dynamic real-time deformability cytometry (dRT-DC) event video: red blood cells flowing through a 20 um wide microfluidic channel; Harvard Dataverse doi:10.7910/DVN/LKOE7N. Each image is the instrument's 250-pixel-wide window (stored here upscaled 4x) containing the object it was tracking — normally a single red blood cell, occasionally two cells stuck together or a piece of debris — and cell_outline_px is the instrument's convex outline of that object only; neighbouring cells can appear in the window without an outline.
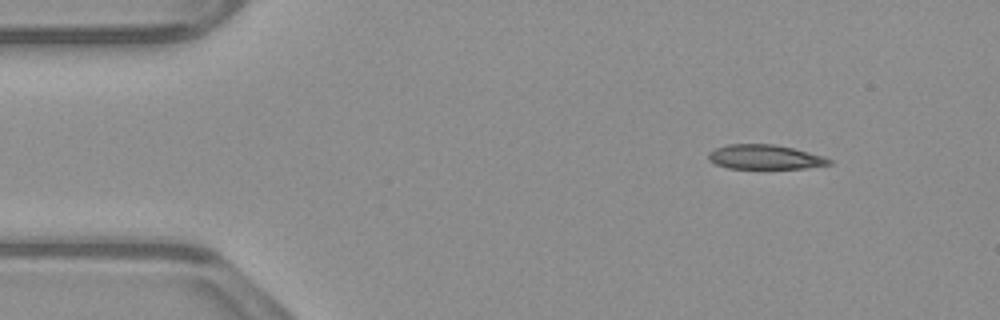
{"species": "common noctule bat (a hibernating species)", "species_latin": "Nyctalus noctula", "temperature_condition": "warm", "stored_images_in_passage": 47, "camera_frame_rate_fps": 3000, "um_per_image_px": 0.085, "animal": {"sex": "male", "body_mass_g": 23.1, "forearm_length_mm": 52.7}, "frame": {"image": 1, "passage_image": 1, "time_ms": 0.0, "image_size_px": [1000, 320], "cell_outline_px": [[832, 164], [804, 168], [728, 168], [716, 164], [708, 160], [708, 152], [716, 148], [728, 144], [772, 144], [792, 148], [824, 156], [832, 160]], "centroid_in_image_um": [65.0, 13.34], "position_along_channel_um": 20.0, "area_um2": 17.11}}
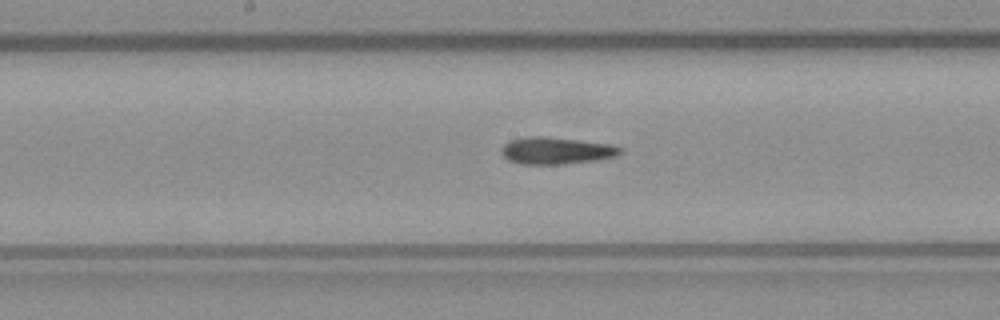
{"frame": {"image": 2, "passage_image": 21, "time_ms": 6.667, "image_size_px": [1000, 320], "cell_outline_px": [[624, 152], [616, 156], [596, 160], [564, 164], [520, 164], [508, 160], [500, 152], [500, 148], [508, 140], [524, 136], [548, 136], [612, 144], [624, 148]], "centroid_in_image_um": [47.28, 12.79], "position_along_channel_um": 200.9, "area_um2": 19.13}}
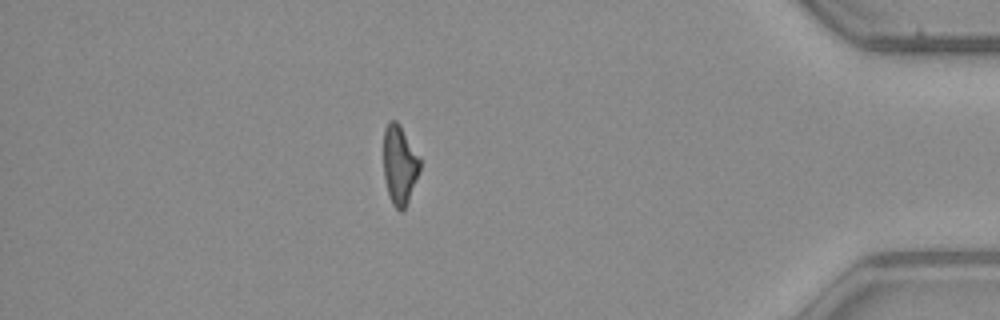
{"frame": {"image": 3, "passage_image": 40, "time_ms": 13.0, "image_size_px": [1000, 320], "cell_outline_px": [[420, 168], [408, 200], [404, 208], [400, 212], [392, 204], [388, 196], [384, 176], [384, 128], [388, 120], [396, 120], [400, 124], [420, 156]], "centroid_in_image_um": [33.95, 13.96], "position_along_channel_um": 401.2, "area_um2": 16.82}, "authors_computed_cell_mechanics": {"area_um2": 18.0914, "velocity_mm_per_s": 3.9363, "shape_relaxation_time_tau1_ms": null, "shape_relaxation_time_tau2_ms": 6.9548, "deformation_change_tau1": null, "deformation_change_tau2": 0.1773}}